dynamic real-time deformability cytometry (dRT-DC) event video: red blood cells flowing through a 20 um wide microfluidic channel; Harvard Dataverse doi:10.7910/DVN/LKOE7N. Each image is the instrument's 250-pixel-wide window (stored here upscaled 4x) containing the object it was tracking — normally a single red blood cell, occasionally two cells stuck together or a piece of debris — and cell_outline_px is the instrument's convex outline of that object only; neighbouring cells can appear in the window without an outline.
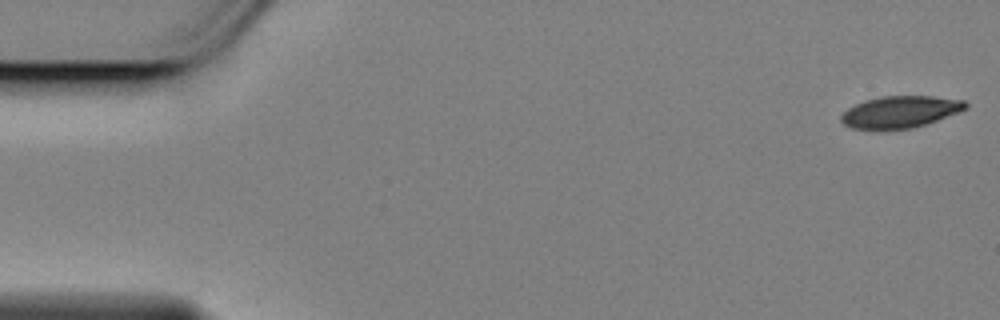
{"species": "Egyptian fruit bat (a non-hibernating species)", "species_latin": "Rousettus aegyptiacus", "temperature_condition": "cold", "stored_images_in_passage": 57, "camera_frame_rate_fps": 3000, "um_per_image_px": 0.085, "animal": {"sex": "female"}, "frame": {"image": 1, "passage_image": 1, "time_ms": 0.0, "image_size_px": [1000, 320], "cell_outline_px": [[964, 108], [932, 120], [920, 124], [904, 128], [860, 128], [848, 124], [844, 120], [844, 112], [860, 104], [872, 100], [888, 96], [924, 96], [960, 100], [964, 104]], "centroid_in_image_um": [76.52, 9.48], "position_along_channel_um": 8.5, "area_um2": 20.58}}
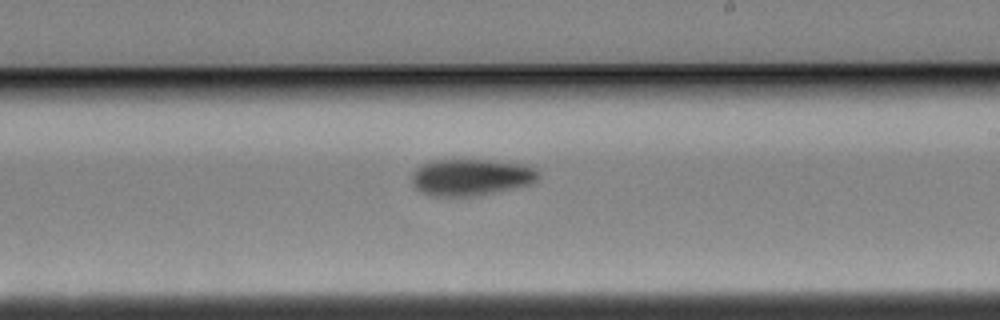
{"frame": {"image": 2, "passage_image": 33, "time_ms": 10.667, "image_size_px": [1000, 320], "cell_outline_px": [[532, 176], [528, 180], [512, 184], [492, 188], [468, 192], [436, 192], [420, 188], [416, 184], [416, 176], [424, 168], [432, 164], [496, 164], [524, 168], [532, 172]], "centroid_in_image_um": [39.89, 15.05], "position_along_channel_um": 249.1, "area_um2": 18.96}}
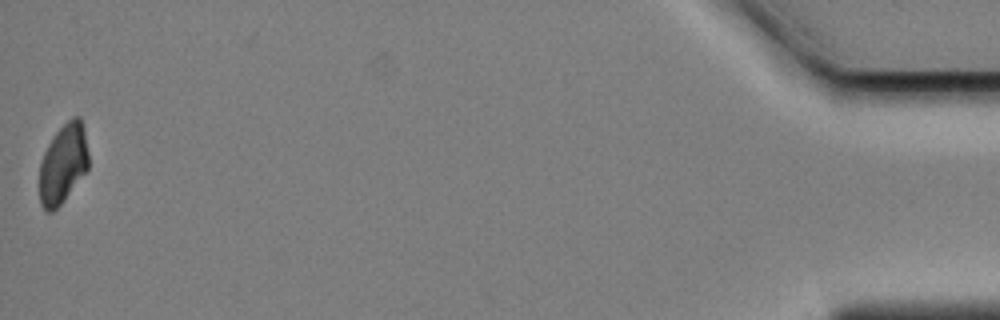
{"frame": {"image": 3, "passage_image": 57, "time_ms": 18.667, "image_size_px": [1000, 320], "cell_outline_px": [[88, 168], [60, 204], [56, 208], [48, 212], [44, 208], [40, 200], [40, 164], [52, 140], [60, 128], [64, 124], [76, 116], [80, 120], [84, 136], [88, 156]], "centroid_in_image_um": [5.36, 13.96], "position_along_channel_um": 429.8, "area_um2": 21.39}}